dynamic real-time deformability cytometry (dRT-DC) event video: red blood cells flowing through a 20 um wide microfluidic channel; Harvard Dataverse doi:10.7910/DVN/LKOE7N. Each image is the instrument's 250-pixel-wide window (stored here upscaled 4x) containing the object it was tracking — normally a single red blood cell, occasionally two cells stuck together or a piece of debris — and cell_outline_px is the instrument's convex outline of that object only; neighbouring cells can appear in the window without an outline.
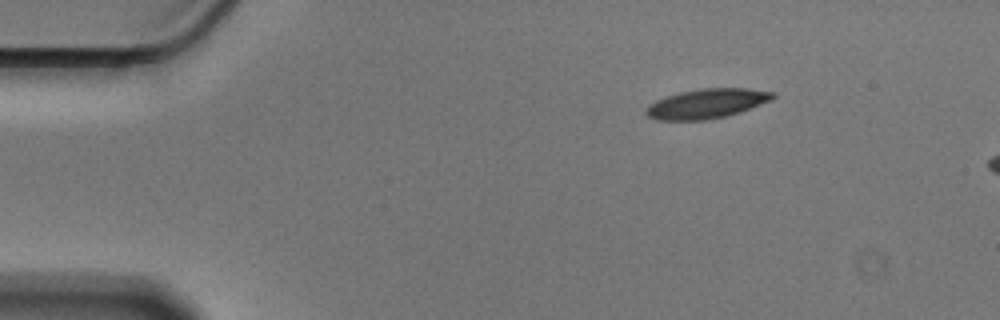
{"species": "Egyptian fruit bat (a non-hibernating species)", "species_latin": "Rousettus aegyptiacus", "temperature_condition": "cold", "stored_images_in_passage": 7, "camera_frame_rate_fps": 3000, "um_per_image_px": 0.085, "animal": {"sex": "male"}, "frame": {"image": 1, "passage_image": 1, "time_ms": 0.0, "image_size_px": [1000, 320], "cell_outline_px": [[776, 96], [772, 100], [740, 112], [708, 120], [656, 120], [648, 116], [644, 112], [644, 108], [648, 104], [656, 100], [680, 92], [700, 88], [748, 88], [776, 92]], "centroid_in_image_um": [60.07, 8.8], "position_along_channel_um": 24.9, "area_um2": 22.02}}